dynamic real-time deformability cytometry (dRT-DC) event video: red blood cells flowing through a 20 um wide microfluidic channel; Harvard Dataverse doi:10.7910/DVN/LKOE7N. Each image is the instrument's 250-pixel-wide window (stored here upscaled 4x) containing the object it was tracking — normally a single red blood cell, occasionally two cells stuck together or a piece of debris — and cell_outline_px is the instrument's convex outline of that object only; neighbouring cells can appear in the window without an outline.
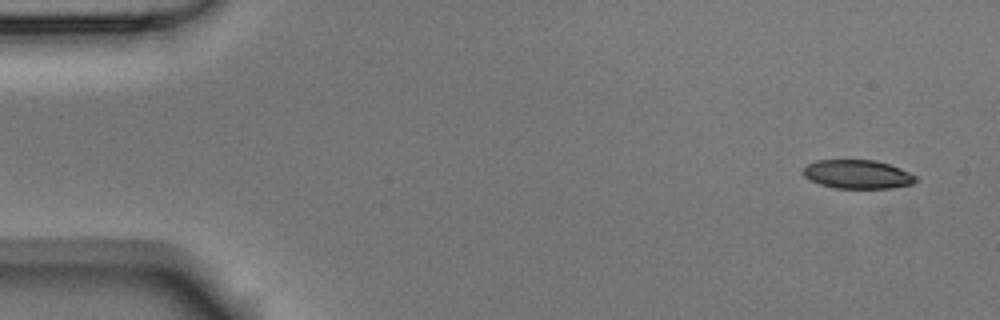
{"species": "Egyptian fruit bat (a non-hibernating species)", "species_latin": "Rousettus aegyptiacus", "temperature_condition": "room temperature", "stored_images_in_passage": 7, "camera_frame_rate_fps": 3000, "um_per_image_px": 0.085, "animal": {"sex": "male"}, "frame": {"image": 1, "passage_image": 1, "time_ms": 0.0, "image_size_px": [1000, 320], "cell_outline_px": [[916, 180], [912, 184], [892, 188], [836, 188], [820, 184], [804, 176], [800, 172], [808, 164], [816, 160], [876, 160], [900, 168], [916, 176]], "centroid_in_image_um": [72.87, 14.81], "position_along_channel_um": 12.1, "area_um2": 18.79}}
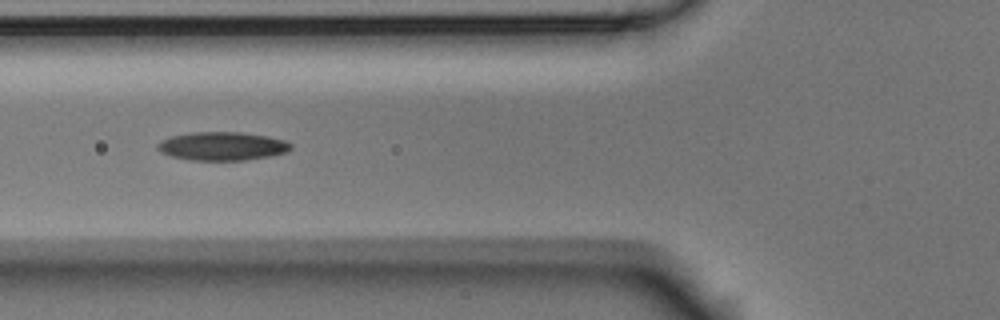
{"frame": {"image": 2, "passage_image": 6, "time_ms": 1.667, "image_size_px": [1000, 320], "cell_outline_px": [[292, 148], [288, 152], [268, 156], [244, 160], [192, 160], [172, 156], [160, 152], [156, 148], [156, 144], [160, 140], [172, 136], [192, 132], [240, 132], [268, 136], [284, 140], [292, 144]], "centroid_in_image_um": [18.88, 12.42], "position_along_channel_um": 106.9, "area_um2": 22.14}}
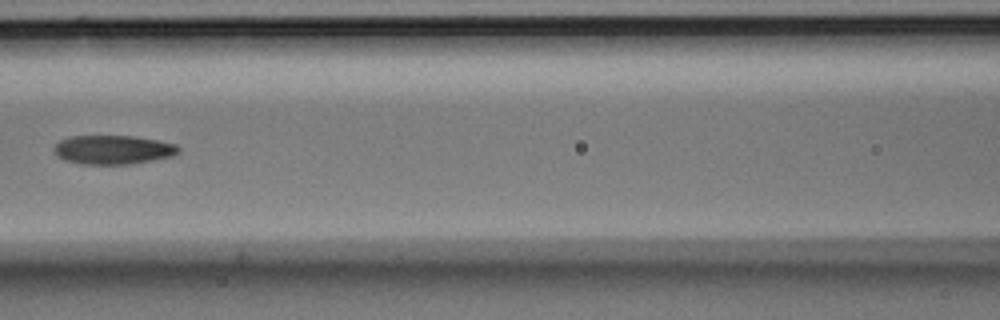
{"frame": {"image": 3, "passage_image": 7, "time_ms": 2.0, "image_size_px": [1000, 320], "cell_outline_px": [[180, 152], [172, 156], [132, 164], [80, 164], [64, 160], [56, 156], [52, 148], [60, 140], [72, 136], [132, 136], [156, 140], [176, 144], [180, 148]], "centroid_in_image_um": [9.58, 12.73], "position_along_channel_um": 157.0, "area_um2": 21.1}}